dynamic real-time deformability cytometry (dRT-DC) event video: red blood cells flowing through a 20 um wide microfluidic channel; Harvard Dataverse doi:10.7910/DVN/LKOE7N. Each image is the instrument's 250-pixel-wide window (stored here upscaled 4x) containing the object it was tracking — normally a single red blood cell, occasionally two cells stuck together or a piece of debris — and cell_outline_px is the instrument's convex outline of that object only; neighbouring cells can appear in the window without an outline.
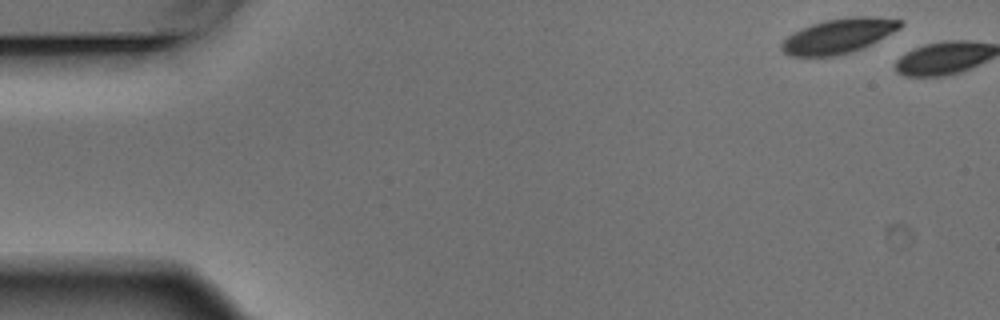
{"species": "Egyptian fruit bat (a non-hibernating species)", "species_latin": "Rousettus aegyptiacus", "temperature_condition": "warm", "stored_images_in_passage": 2, "camera_frame_rate_fps": 3000, "um_per_image_px": 0.085, "animal": {"sex": "male"}, "frame": {"image": 1, "passage_image": 1, "time_ms": 0.0, "image_size_px": [1000, 320], "cell_outline_px": [[904, 24], [900, 28], [872, 44], [864, 48], [852, 52], [836, 56], [792, 56], [784, 52], [780, 48], [780, 44], [788, 36], [812, 24], [824, 20], [852, 16], [872, 16], [900, 20]], "centroid_in_image_um": [71.31, 3.06], "position_along_channel_um": 13.7, "area_um2": 23.99}}